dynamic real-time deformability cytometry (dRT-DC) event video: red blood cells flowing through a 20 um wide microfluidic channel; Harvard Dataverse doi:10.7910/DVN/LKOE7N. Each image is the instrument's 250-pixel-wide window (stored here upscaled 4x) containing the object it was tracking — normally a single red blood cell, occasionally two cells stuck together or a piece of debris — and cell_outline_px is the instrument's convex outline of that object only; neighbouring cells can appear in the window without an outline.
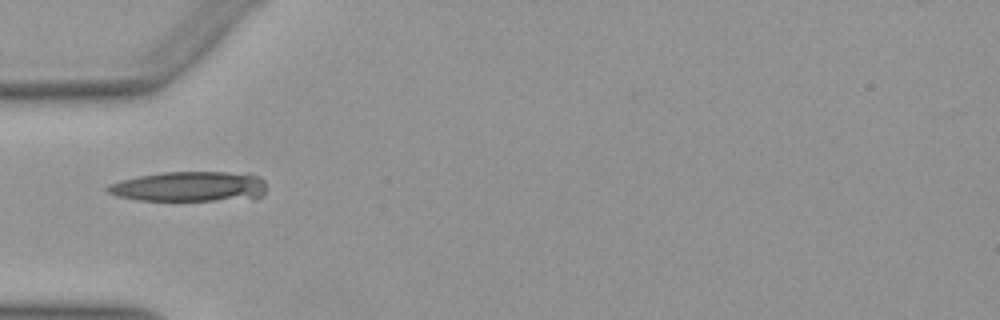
{"species": "Egyptian fruit bat (a non-hibernating species)", "species_latin": "Rousettus aegyptiacus", "temperature_condition": "warm", "stored_images_in_passage": 36, "camera_frame_rate_fps": 3000, "um_per_image_px": 0.085, "animal": {"sex": "female"}, "frame": {"image": 1, "passage_image": 1, "time_ms": 0.0, "image_size_px": [1000, 320], "cell_outline_px": [[268, 188], [264, 196], [256, 200], [136, 200], [116, 196], [108, 192], [104, 188], [108, 184], [120, 180], [140, 176], [164, 172], [248, 172], [260, 176], [264, 180]], "centroid_in_image_um": [16.24, 15.86], "position_along_channel_um": 68.8, "area_um2": 28.73}}
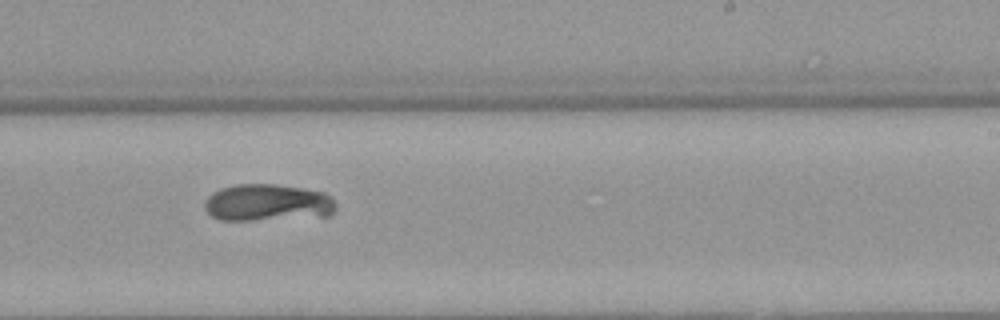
{"frame": {"image": 2, "passage_image": 16, "time_ms": 5.0, "image_size_px": [1000, 320], "cell_outline_px": [[336, 208], [328, 216], [252, 220], [220, 220], [212, 216], [204, 208], [204, 200], [212, 192], [220, 188], [236, 184], [276, 184], [324, 192], [332, 196], [336, 204]], "centroid_in_image_um": [22.73, 17.22], "position_along_channel_um": 266.3, "area_um2": 28.5}}
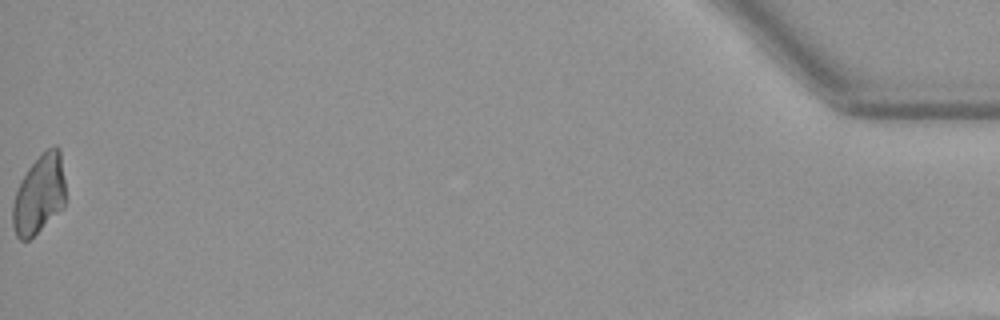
{"frame": {"image": 3, "passage_image": 36, "time_ms": 11.667, "image_size_px": [1000, 320], "cell_outline_px": [[64, 208], [28, 240], [20, 240], [16, 236], [12, 224], [12, 204], [16, 192], [28, 168], [48, 148], [56, 144], [60, 148], [64, 180]], "centroid_in_image_um": [3.33, 16.54], "position_along_channel_um": 431.9, "area_um2": 24.1}, "authors_computed_cell_mechanics": {"area_um2": 27.6573, "velocity_mm_per_s": 3.9682, "shape_relaxation_time_tau1_ms": 8.6775, "shape_relaxation_time_tau2_ms": null, "deformation_change_tau1": 0.2845, "deformation_change_tau2": null}}